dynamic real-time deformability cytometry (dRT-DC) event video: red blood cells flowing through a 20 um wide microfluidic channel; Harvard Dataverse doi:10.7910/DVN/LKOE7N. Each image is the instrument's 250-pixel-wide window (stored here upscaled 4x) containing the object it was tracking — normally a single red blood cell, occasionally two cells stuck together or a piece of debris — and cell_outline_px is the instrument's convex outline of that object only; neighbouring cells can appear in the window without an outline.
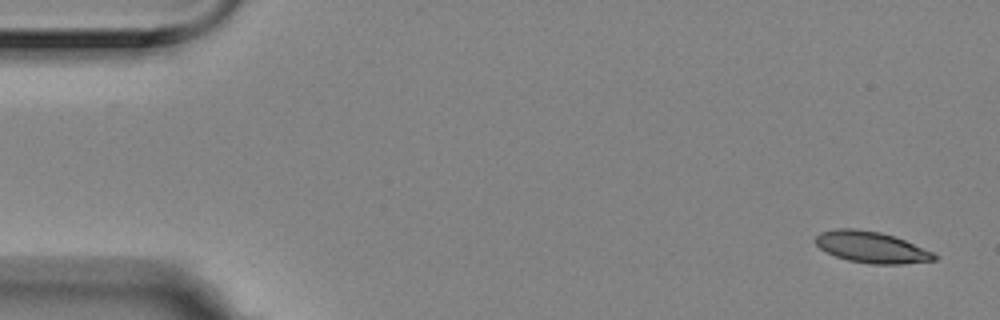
{"species": "Egyptian fruit bat (a non-hibernating species)", "species_latin": "Rousettus aegyptiacus", "temperature_condition": "room temperature", "stored_images_in_passage": 7, "camera_frame_rate_fps": 3000, "um_per_image_px": 0.085, "animal": {"sex": "female"}, "frame": {"image": 1, "passage_image": 1, "time_ms": 0.0, "image_size_px": [1000, 320], "cell_outline_px": [[940, 256], [936, 260], [900, 264], [872, 264], [848, 260], [836, 256], [820, 248], [816, 244], [816, 236], [820, 232], [836, 228], [856, 228], [880, 232], [904, 240], [932, 252]], "centroid_in_image_um": [74.07, 21.01], "position_along_channel_um": 10.9, "area_um2": 21.5}}
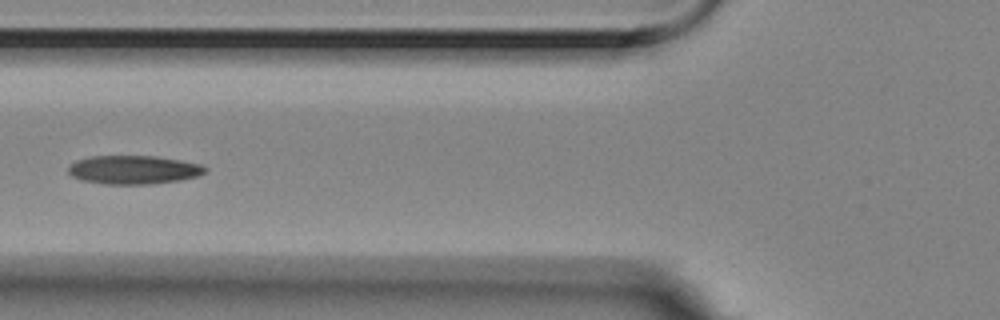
{"frame": {"image": 2, "passage_image": 6, "time_ms": 1.667, "image_size_px": [1000, 320], "cell_outline_px": [[208, 168], [204, 172], [196, 176], [180, 180], [148, 184], [104, 184], [80, 180], [72, 176], [68, 172], [68, 164], [76, 160], [92, 156], [156, 156], [180, 160], [200, 164]], "centroid_in_image_um": [11.3, 14.43], "position_along_channel_um": 114.5, "area_um2": 22.83}}
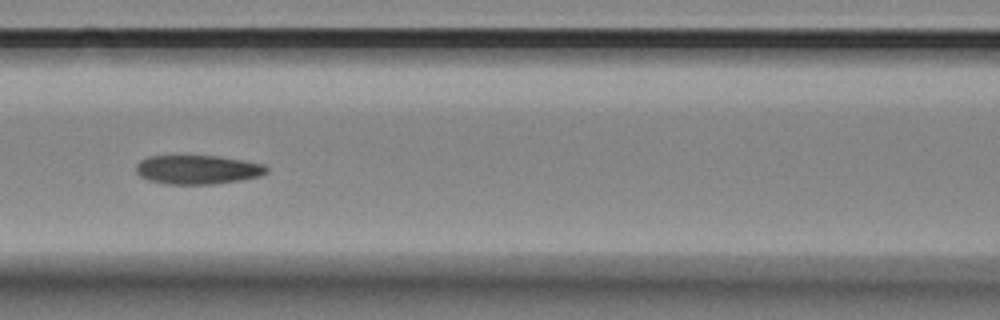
{"frame": {"image": 3, "passage_image": 7, "time_ms": 2.0, "image_size_px": [1000, 320], "cell_outline_px": [[268, 172], [260, 176], [240, 180], [212, 184], [168, 184], [148, 180], [140, 176], [136, 172], [136, 164], [140, 160], [148, 156], [216, 156], [264, 164], [268, 168]], "centroid_in_image_um": [16.78, 14.42], "position_along_channel_um": 149.8, "area_um2": 21.96}}